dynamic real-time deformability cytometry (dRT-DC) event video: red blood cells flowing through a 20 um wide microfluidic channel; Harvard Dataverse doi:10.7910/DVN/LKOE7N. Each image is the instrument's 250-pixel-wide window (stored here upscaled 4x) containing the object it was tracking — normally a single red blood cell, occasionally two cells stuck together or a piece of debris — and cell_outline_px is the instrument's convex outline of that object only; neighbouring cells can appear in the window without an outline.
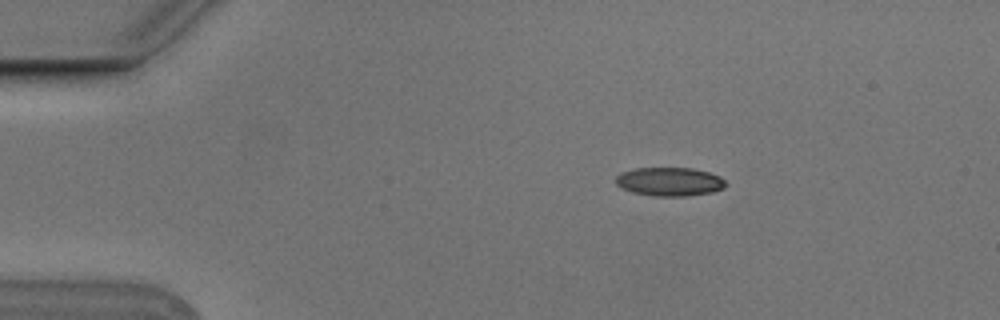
{"species": "Egyptian fruit bat (a non-hibernating species)", "species_latin": "Rousettus aegyptiacus", "temperature_condition": "cold", "stored_images_in_passage": 4, "camera_frame_rate_fps": 3000, "um_per_image_px": 0.085, "animal": {"sex": "male"}, "frame": {"image": 1, "passage_image": 2, "time_ms": 0.333, "image_size_px": [1000, 320], "cell_outline_px": [[724, 188], [712, 192], [688, 196], [652, 196], [632, 192], [616, 184], [616, 176], [620, 172], [636, 168], [692, 168], [708, 172], [720, 176], [724, 180]], "centroid_in_image_um": [56.9, 15.44], "position_along_channel_um": 28.1, "area_um2": 18.32}}